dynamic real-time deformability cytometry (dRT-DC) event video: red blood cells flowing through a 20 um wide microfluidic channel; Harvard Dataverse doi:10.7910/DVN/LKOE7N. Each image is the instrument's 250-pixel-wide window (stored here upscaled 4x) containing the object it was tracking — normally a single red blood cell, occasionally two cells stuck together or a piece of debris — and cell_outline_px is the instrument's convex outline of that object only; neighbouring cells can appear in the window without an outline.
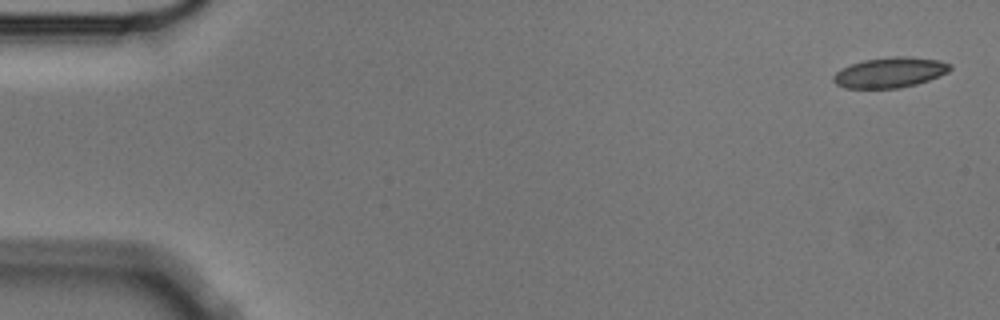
{"species": "Egyptian fruit bat (a non-hibernating species)", "species_latin": "Rousettus aegyptiacus", "temperature_condition": "cold", "stored_images_in_passage": 5, "camera_frame_rate_fps": 3000, "um_per_image_px": 0.085, "animal": {"sex": "male"}, "frame": {"image": 1, "passage_image": 1, "time_ms": 0.0, "image_size_px": [1000, 320], "cell_outline_px": [[952, 68], [948, 72], [940, 76], [916, 84], [900, 88], [844, 88], [836, 84], [832, 80], [832, 76], [840, 68], [864, 60], [892, 56], [908, 56], [940, 60], [952, 64]], "centroid_in_image_um": [75.65, 6.15], "position_along_channel_um": 9.3, "area_um2": 20.81}}
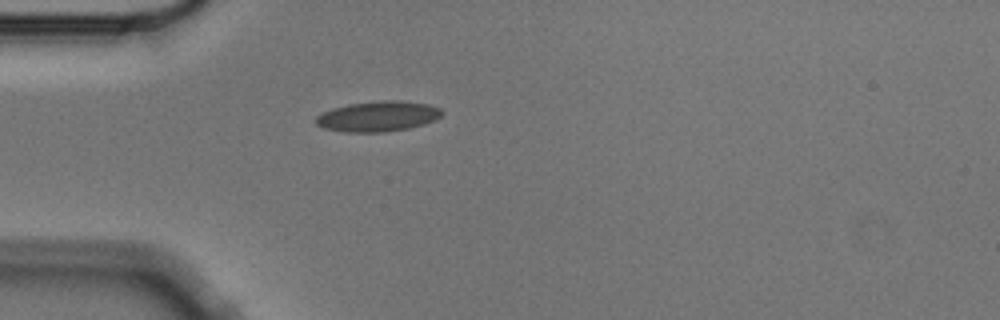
{"frame": {"image": 2, "passage_image": 5, "time_ms": 1.333, "image_size_px": [1000, 320], "cell_outline_px": [[444, 112], [436, 120], [424, 124], [408, 128], [384, 132], [344, 132], [324, 128], [316, 124], [316, 116], [320, 112], [332, 108], [348, 104], [380, 100], [396, 100], [428, 104], [440, 108]], "centroid_in_image_um": [32.11, 9.88], "position_along_channel_um": 52.9, "area_um2": 22.43}}